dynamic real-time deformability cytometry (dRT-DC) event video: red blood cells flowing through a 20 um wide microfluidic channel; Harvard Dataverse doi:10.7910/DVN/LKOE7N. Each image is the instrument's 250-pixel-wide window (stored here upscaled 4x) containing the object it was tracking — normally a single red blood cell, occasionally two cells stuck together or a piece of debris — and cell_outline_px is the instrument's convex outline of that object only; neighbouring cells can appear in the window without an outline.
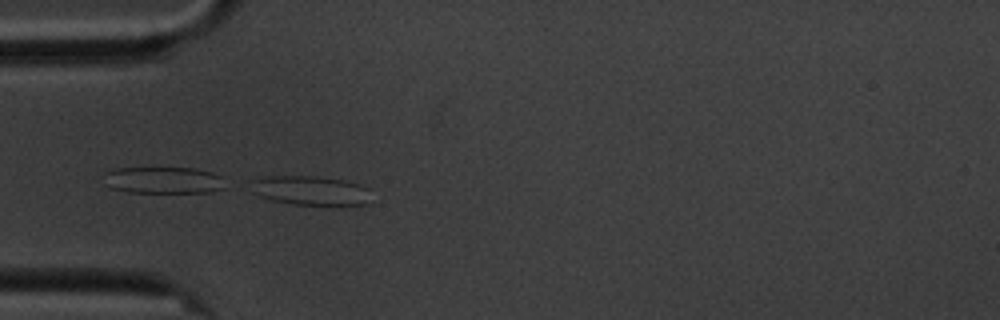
{"species": "common noctule bat (a hibernating species)", "species_latin": "Nyctalus noctula", "temperature_condition": "cold", "stored_images_in_passage": 52, "camera_frame_rate_fps": 3000, "um_per_image_px": 0.085, "animal": {"sex": "male", "body_mass_g": 20.1, "forearm_length_mm": 53.5}, "frame": {"image": 1, "passage_image": 12, "time_ms": 3.667, "image_size_px": [1000, 320], "cell_outline_px": [[368, 204], [292, 204], [272, 200], [260, 196], [252, 192], [248, 180], [252, 176], [316, 176], [344, 180], [368, 188]], "centroid_in_image_um": [26.24, 16.16], "position_along_channel_um": 58.8, "area_um2": 20.52}}
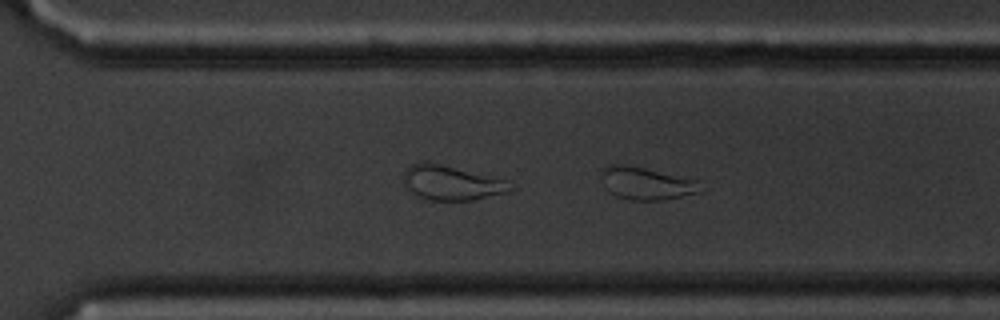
{"frame": {"image": 2, "passage_image": 35, "time_ms": 11.333, "image_size_px": [1000, 320], "cell_outline_px": [[700, 192], [664, 200], [632, 200], [616, 196], [608, 188], [600, 168], [608, 164], [624, 164], [644, 168], [696, 180]], "centroid_in_image_um": [54.91, 15.58], "position_along_channel_um": 315.7, "area_um2": 18.21}}
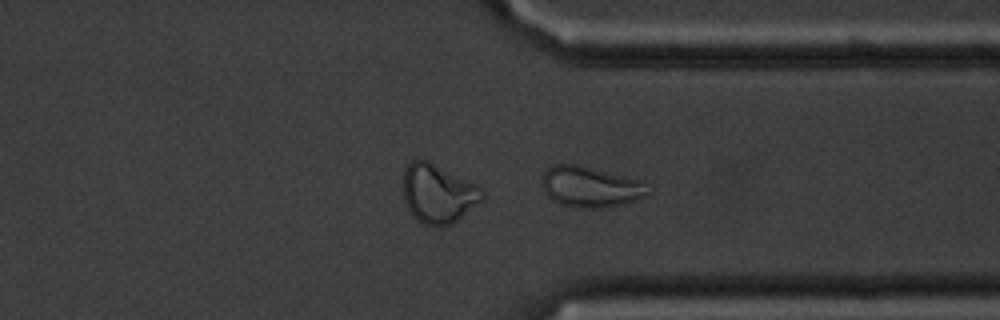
{"frame": {"image": 3, "passage_image": 39, "time_ms": 12.667, "image_size_px": [1000, 320], "cell_outline_px": [[656, 188], [652, 192], [620, 204], [604, 208], [576, 208], [560, 204], [552, 200], [544, 192], [540, 184], [544, 172], [552, 164], [576, 164], [644, 180]], "centroid_in_image_um": [50.21, 15.87], "position_along_channel_um": 361.2, "area_um2": 25.66}, "authors_computed_cell_mechanics": {"area_um2": 22.2241, "velocity_mm_per_s": 3.394, "shape_relaxation_time_tau1_ms": null, "shape_relaxation_time_tau2_ms": 1.9711, "deformation_change_tau1": null, "deformation_change_tau2": 0.0828}}